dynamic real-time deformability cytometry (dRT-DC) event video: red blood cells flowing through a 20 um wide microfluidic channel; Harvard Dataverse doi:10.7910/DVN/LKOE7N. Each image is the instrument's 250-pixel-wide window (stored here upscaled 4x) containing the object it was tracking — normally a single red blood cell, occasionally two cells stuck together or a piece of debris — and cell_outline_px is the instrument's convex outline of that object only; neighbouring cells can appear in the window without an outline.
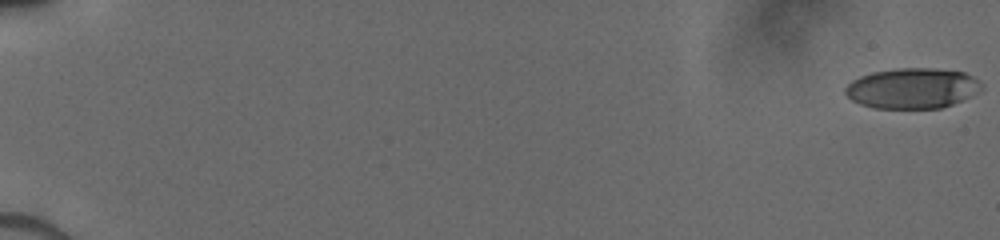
{"species": "human", "species_latin": "Homo sapiens", "temperature_condition": "cold", "stored_images_in_passage": 58, "camera_frame_rate_fps": 3000, "um_per_image_px": 0.085, "donor": {"sex": "male"}, "frame": {"image": 1, "passage_image": 1, "time_ms": 0.0, "image_size_px": [1000, 240], "cell_outline_px": [[984, 88], [980, 92], [952, 104], [940, 108], [872, 108], [860, 104], [852, 100], [844, 92], [844, 88], [852, 80], [860, 76], [872, 72], [900, 68], [936, 68], [964, 72], [980, 80], [984, 84]], "centroid_in_image_um": [77.58, 7.5], "position_along_channel_um": 7.4, "area_um2": 32.37}}
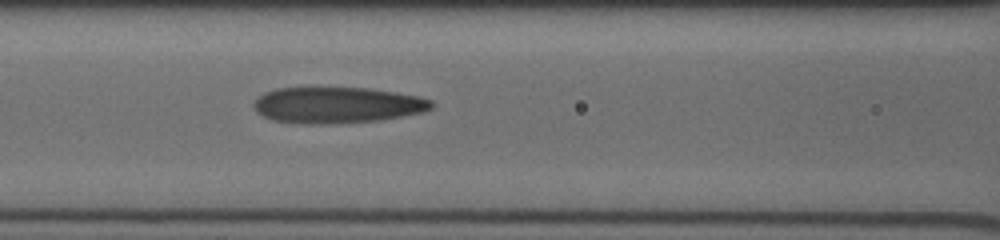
{"frame": {"image": 2, "passage_image": 39, "time_ms": 8.333, "image_size_px": [1000, 240], "cell_outline_px": [[436, 104], [432, 108], [424, 112], [380, 120], [332, 124], [292, 124], [272, 120], [256, 112], [252, 108], [252, 104], [256, 96], [264, 92], [276, 88], [368, 88], [416, 96], [432, 100]], "centroid_in_image_um": [28.59, 8.95], "position_along_channel_um": 138.0, "area_um2": 37.86}}
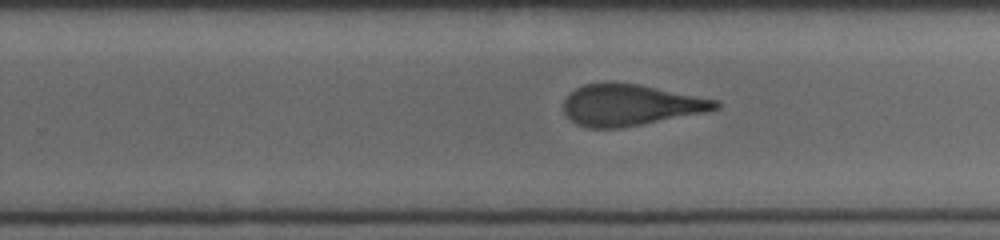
{"frame": {"image": 3, "passage_image": 57, "time_ms": 11.667, "image_size_px": [1000, 240], "cell_outline_px": [[720, 108], [708, 112], [620, 128], [588, 128], [576, 124], [564, 112], [564, 100], [568, 92], [584, 84], [640, 84], [720, 100]], "centroid_in_image_um": [53.63, 8.94], "position_along_channel_um": 276.2, "area_um2": 36.47}}